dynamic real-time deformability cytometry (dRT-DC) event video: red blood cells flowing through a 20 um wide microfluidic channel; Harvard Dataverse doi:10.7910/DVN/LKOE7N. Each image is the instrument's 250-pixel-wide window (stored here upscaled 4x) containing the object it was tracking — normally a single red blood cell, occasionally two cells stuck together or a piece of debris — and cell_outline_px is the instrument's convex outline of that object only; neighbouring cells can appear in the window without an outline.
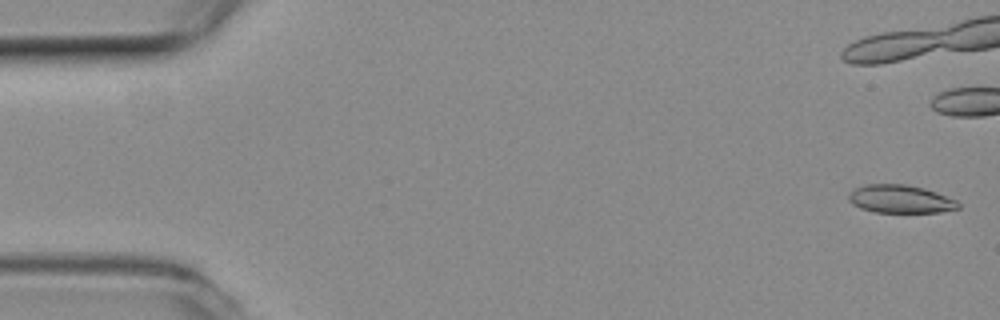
{"species": "common noctule bat (a hibernating species)", "species_latin": "Nyctalus noctula", "temperature_condition": "room temperature", "stored_images_in_passage": 12, "camera_frame_rate_fps": 3000, "um_per_image_px": 0.085, "animal": {"sex": "female", "body_mass_g": 19.3, "forearm_length_mm": 54.1}, "frame": {"image": 1, "passage_image": 2, "time_ms": 0.333, "image_size_px": [1000, 320], "cell_outline_px": [[960, 208], [940, 212], [876, 212], [860, 208], [852, 204], [848, 200], [848, 196], [856, 188], [864, 184], [904, 184], [924, 188], [936, 192], [956, 200], [960, 204]], "centroid_in_image_um": [76.54, 16.92], "position_along_channel_um": 8.5, "area_um2": 17.86}}